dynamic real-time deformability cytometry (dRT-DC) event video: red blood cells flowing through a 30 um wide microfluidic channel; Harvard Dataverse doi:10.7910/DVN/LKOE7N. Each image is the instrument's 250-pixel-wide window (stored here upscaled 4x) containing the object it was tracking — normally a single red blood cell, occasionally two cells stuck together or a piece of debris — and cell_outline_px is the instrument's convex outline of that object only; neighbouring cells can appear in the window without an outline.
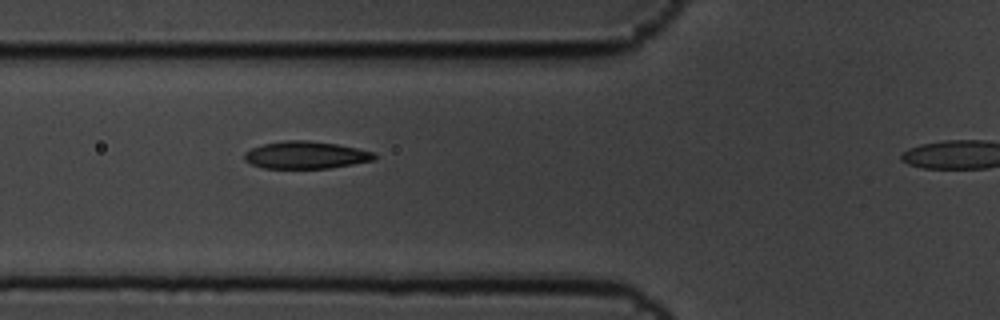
{"species": "common noctule bat (a hibernating species)", "species_latin": "Nyctalus noctula", "temperature_condition": "cold", "stored_images_in_passage": 4, "segment_of_instrument_passage": [1, 2], "camera_frame_rate_fps": 3000, "um_per_image_px": 0.085, "animal": {"sex": "male", "body_mass_g": 19.5, "forearm_length_mm": 54.6}, "frame": {"image": 1, "passage_image": 3, "time_ms": 0.667, "image_size_px": [1000, 320], "cell_outline_px": [[376, 160], [328, 168], [264, 168], [252, 164], [244, 160], [244, 152], [252, 148], [264, 144], [284, 140], [308, 140], [336, 144], [376, 152]], "centroid_in_image_um": [26.0, 13.17], "position_along_channel_um": 99.8, "area_um2": 20.69}}